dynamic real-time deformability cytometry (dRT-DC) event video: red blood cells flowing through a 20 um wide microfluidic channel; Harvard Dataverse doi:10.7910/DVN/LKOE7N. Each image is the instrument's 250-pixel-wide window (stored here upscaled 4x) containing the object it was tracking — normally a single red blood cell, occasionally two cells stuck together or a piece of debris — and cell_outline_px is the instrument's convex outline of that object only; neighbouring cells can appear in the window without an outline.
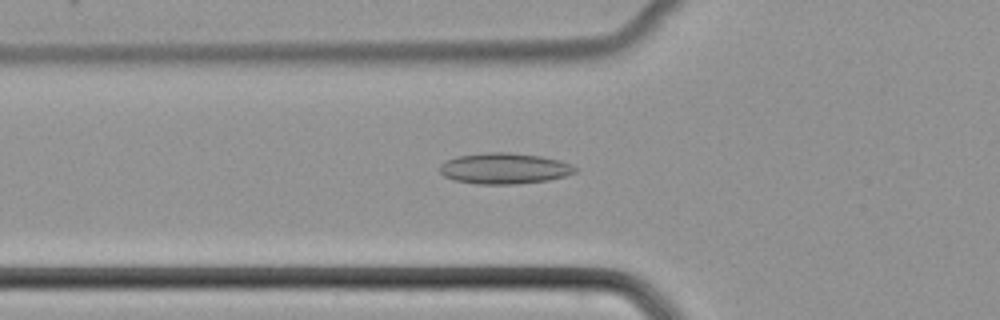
{"species": "common noctule bat (a hibernating species)", "species_latin": "Nyctalus noctula", "temperature_condition": "cold", "stored_images_in_passage": 51, "camera_frame_rate_fps": 3000, "um_per_image_px": 0.085, "animal": {"sex": "female", "body_mass_g": 22.7, "forearm_length_mm": 54.2}, "frame": {"image": 1, "passage_image": 19, "time_ms": 6.0, "image_size_px": [1000, 320], "cell_outline_px": [[580, 168], [576, 172], [564, 176], [548, 180], [516, 184], [476, 184], [456, 180], [444, 176], [440, 172], [440, 164], [456, 156], [484, 152], [508, 152], [540, 156], [560, 160], [572, 164]], "centroid_in_image_um": [42.9, 14.31], "position_along_channel_um": 82.9, "area_um2": 24.51}}
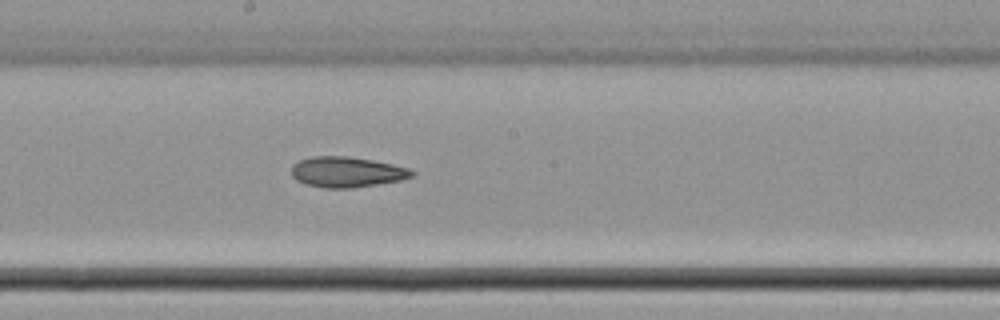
{"frame": {"image": 2, "passage_image": 29, "time_ms": 9.333, "image_size_px": [1000, 320], "cell_outline_px": [[416, 172], [412, 176], [404, 180], [352, 188], [324, 188], [304, 184], [296, 180], [292, 176], [292, 164], [300, 160], [312, 156], [348, 156], [372, 160], [392, 164], [408, 168]], "centroid_in_image_um": [29.47, 14.63], "position_along_channel_um": 218.7, "area_um2": 21.56}}
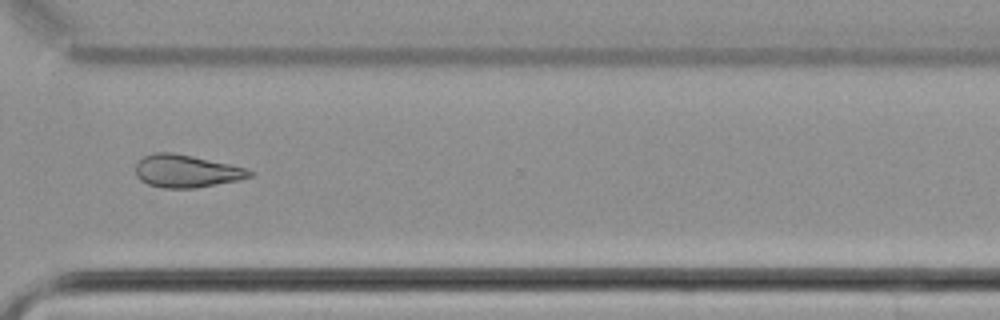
{"frame": {"image": 3, "passage_image": 39, "time_ms": 12.667, "image_size_px": [1000, 320], "cell_outline_px": [[256, 172], [252, 176], [240, 180], [196, 188], [164, 188], [148, 184], [140, 180], [136, 176], [136, 164], [144, 156], [152, 152], [172, 152], [192, 156], [228, 164], [244, 168]], "centroid_in_image_um": [15.84, 14.55], "position_along_channel_um": 354.8, "area_um2": 21.68}}